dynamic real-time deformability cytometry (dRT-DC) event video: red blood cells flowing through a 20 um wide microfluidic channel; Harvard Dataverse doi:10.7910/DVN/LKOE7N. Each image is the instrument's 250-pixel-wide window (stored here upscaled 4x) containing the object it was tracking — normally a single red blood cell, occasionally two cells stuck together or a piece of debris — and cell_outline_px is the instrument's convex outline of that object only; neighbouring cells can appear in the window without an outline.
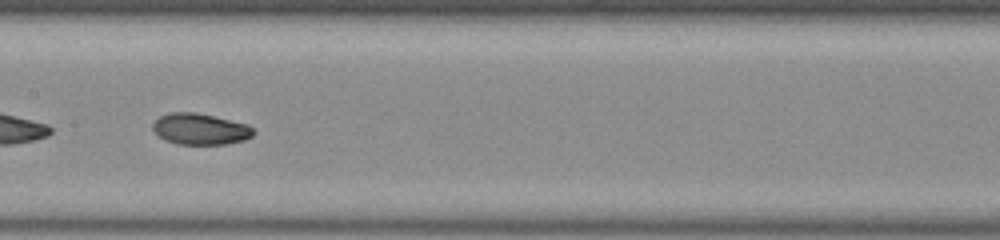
{"species": "common noctule bat (a hibernating species)", "species_latin": "Nyctalus noctula", "temperature_condition": "room temperature", "stored_images_in_passage": 26, "camera_frame_rate_fps": 3000, "um_per_image_px": 0.085, "animal": {"sex": "male", "body_mass_g": 20.0, "forearm_length_mm": 53.3}, "frame": {"image": 1, "passage_image": 19, "time_ms": 6.0, "image_size_px": [1000, 240], "cell_outline_px": [[256, 132], [252, 136], [244, 140], [224, 144], [180, 144], [164, 140], [152, 128], [152, 124], [160, 116], [168, 112], [196, 112], [248, 124]], "centroid_in_image_um": [17.02, 10.96], "position_along_channel_um": 190.4, "area_um2": 18.26}}
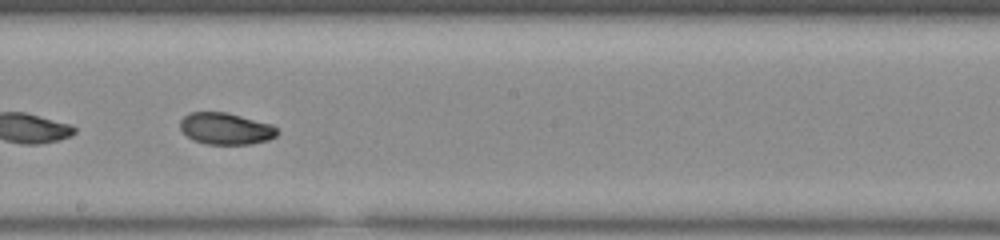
{"frame": {"image": 2, "passage_image": 22, "time_ms": 7.0, "image_size_px": [1000, 240], "cell_outline_px": [[280, 132], [276, 136], [268, 140], [252, 144], [208, 144], [192, 140], [180, 128], [180, 120], [188, 112], [228, 112], [272, 124]], "centroid_in_image_um": [19.2, 10.93], "position_along_channel_um": 229.0, "area_um2": 18.09}}